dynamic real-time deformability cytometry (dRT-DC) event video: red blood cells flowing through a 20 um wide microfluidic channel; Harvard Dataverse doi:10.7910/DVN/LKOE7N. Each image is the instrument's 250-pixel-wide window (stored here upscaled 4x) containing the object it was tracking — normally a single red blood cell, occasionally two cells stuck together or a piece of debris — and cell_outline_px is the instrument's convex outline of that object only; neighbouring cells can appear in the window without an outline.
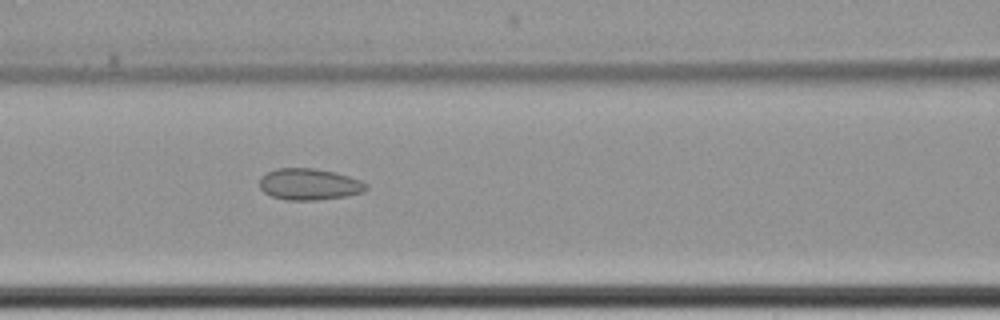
{"species": "common noctule bat (a hibernating species)", "species_latin": "Nyctalus noctula", "temperature_condition": "cold", "stored_images_in_passage": 3, "camera_frame_rate_fps": 3000, "um_per_image_px": 0.085, "animal": {"sex": "female", "body_mass_g": 22.7, "forearm_length_mm": 54.2}, "frame": {"image": 1, "passage_image": 3, "time_ms": 2.333, "image_size_px": [1000, 320], "cell_outline_px": [[368, 188], [364, 192], [348, 196], [316, 200], [284, 200], [272, 196], [264, 192], [260, 188], [260, 180], [268, 172], [276, 168], [316, 168], [336, 172], [360, 180], [368, 184]], "centroid_in_image_um": [26.33, 15.66], "position_along_channel_um": 140.3, "area_um2": 19.65}}